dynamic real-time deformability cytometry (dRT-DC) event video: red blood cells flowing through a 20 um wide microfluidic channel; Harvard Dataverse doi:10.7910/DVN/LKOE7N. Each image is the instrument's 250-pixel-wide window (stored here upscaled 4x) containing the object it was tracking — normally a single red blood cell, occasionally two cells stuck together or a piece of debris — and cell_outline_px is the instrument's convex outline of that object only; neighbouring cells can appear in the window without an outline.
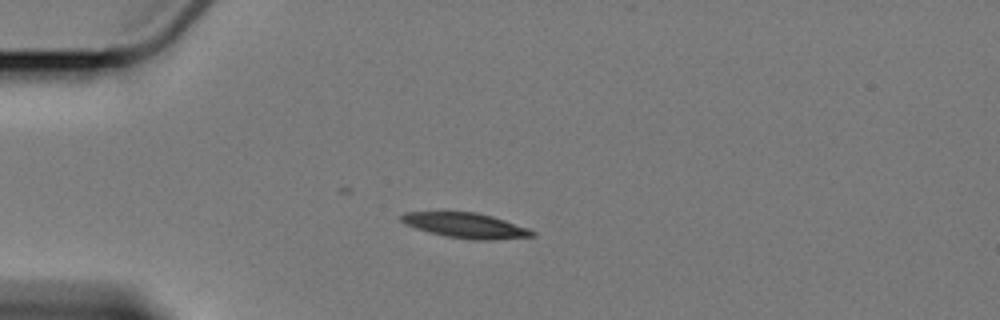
{"species": "Egyptian fruit bat (a non-hibernating species)", "species_latin": "Rousettus aegyptiacus", "temperature_condition": "cold", "stored_images_in_passage": 7, "camera_frame_rate_fps": 3000, "um_per_image_px": 0.085, "animal": {"sex": "female"}, "frame": {"image": 1, "passage_image": 3, "time_ms": 3.333, "image_size_px": [1000, 320], "cell_outline_px": [[536, 236], [496, 240], [472, 240], [444, 236], [416, 228], [404, 224], [400, 220], [400, 216], [404, 212], [476, 212], [492, 216], [528, 228], [536, 232]], "centroid_in_image_um": [39.6, 19.17], "position_along_channel_um": 45.4, "area_um2": 19.25}}
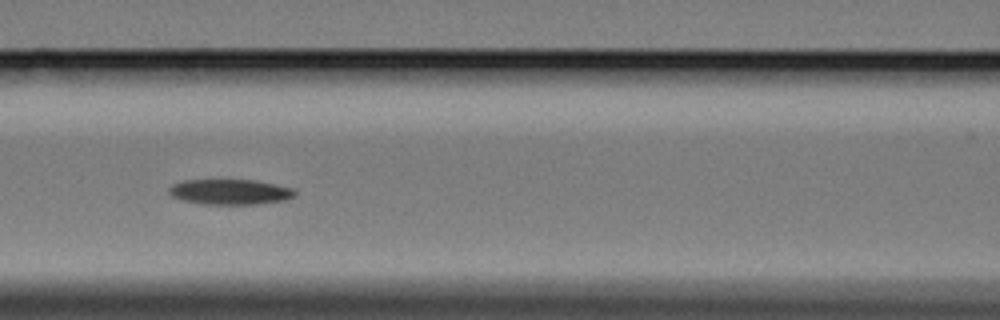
{"frame": {"image": 2, "passage_image": 6, "time_ms": 7.0, "image_size_px": [1000, 320], "cell_outline_px": [[296, 196], [288, 200], [256, 204], [204, 204], [184, 200], [172, 196], [168, 192], [168, 188], [172, 184], [184, 180], [256, 180], [296, 188]], "centroid_in_image_um": [19.62, 16.3], "position_along_channel_um": 147.0, "area_um2": 18.79}}
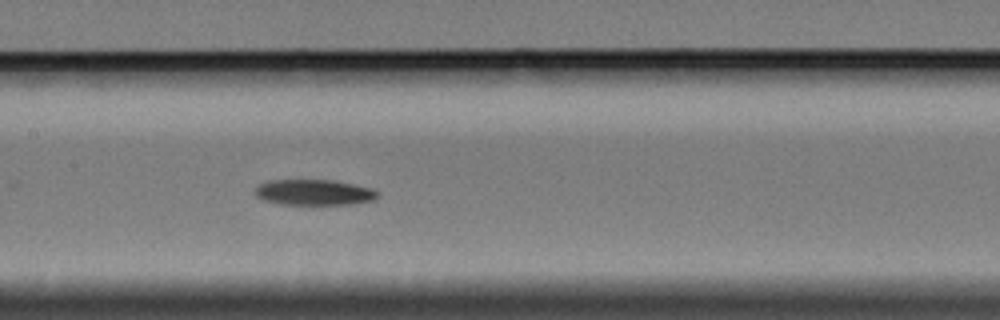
{"frame": {"image": 3, "passage_image": 7, "time_ms": 8.0, "image_size_px": [1000, 320], "cell_outline_px": [[380, 192], [376, 200], [352, 204], [280, 204], [264, 200], [256, 196], [252, 192], [260, 184], [268, 180], [336, 180], [372, 188]], "centroid_in_image_um": [26.72, 16.35], "position_along_channel_um": 180.7, "area_um2": 18.55}}